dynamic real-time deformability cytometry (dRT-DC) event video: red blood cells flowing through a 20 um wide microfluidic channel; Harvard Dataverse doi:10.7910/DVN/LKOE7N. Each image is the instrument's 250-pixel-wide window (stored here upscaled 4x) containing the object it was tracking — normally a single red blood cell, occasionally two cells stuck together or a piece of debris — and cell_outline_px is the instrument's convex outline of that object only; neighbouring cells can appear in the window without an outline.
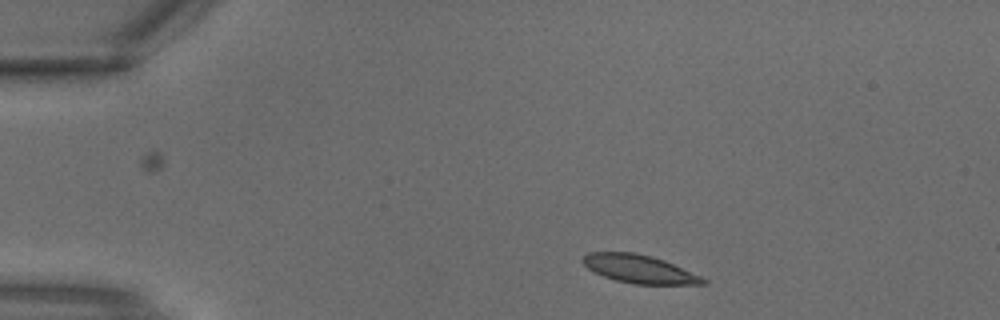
{"species": "common noctule bat (a hibernating species)", "species_latin": "Nyctalus noctula", "temperature_condition": "warm", "stored_images_in_passage": 2, "camera_frame_rate_fps": 3000, "um_per_image_px": 0.085, "animal": {"sex": "male", "body_mass_g": 18.8}, "frame": {"image": 1, "passage_image": 1, "time_ms": 0.0, "image_size_px": [1000, 320], "cell_outline_px": [[708, 284], [636, 284], [616, 280], [604, 276], [588, 268], [580, 260], [588, 252], [632, 252], [652, 256], [664, 260], [700, 276], [708, 280]], "centroid_in_image_um": [54.33, 22.86], "position_along_channel_um": 30.7, "area_um2": 19.54}}